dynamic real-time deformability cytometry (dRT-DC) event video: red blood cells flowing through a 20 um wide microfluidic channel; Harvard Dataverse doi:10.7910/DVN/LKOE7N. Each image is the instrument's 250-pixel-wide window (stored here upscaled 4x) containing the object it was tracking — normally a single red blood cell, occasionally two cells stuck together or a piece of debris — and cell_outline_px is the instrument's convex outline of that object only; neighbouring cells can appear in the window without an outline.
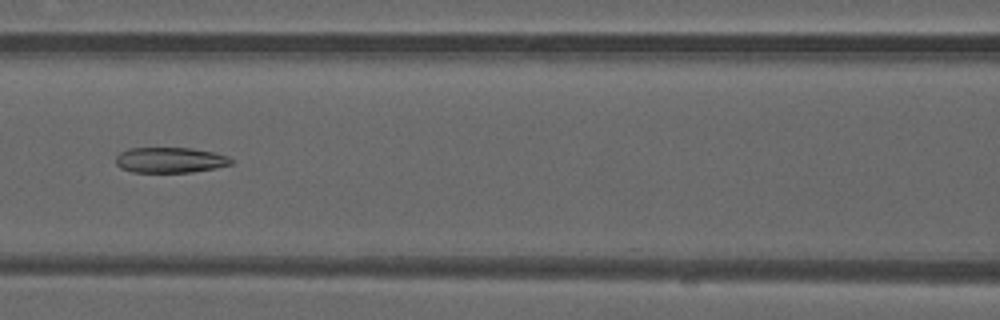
{"species": "common noctule bat (a hibernating species)", "species_latin": "Nyctalus noctula", "temperature_condition": "warm", "stored_images_in_passage": 50, "camera_frame_rate_fps": 3000, "um_per_image_px": 0.085, "animal": {"sex": "male", "forearm_length_mm": 52.5}, "frame": {"image": 1, "passage_image": 22, "time_ms": 7.0, "image_size_px": [1000, 320], "cell_outline_px": [[232, 164], [192, 172], [132, 172], [120, 168], [116, 164], [116, 156], [120, 152], [128, 148], [192, 148], [212, 152], [228, 156], [232, 160]], "centroid_in_image_um": [14.41, 13.6], "position_along_channel_um": 152.2, "area_um2": 17.05}}
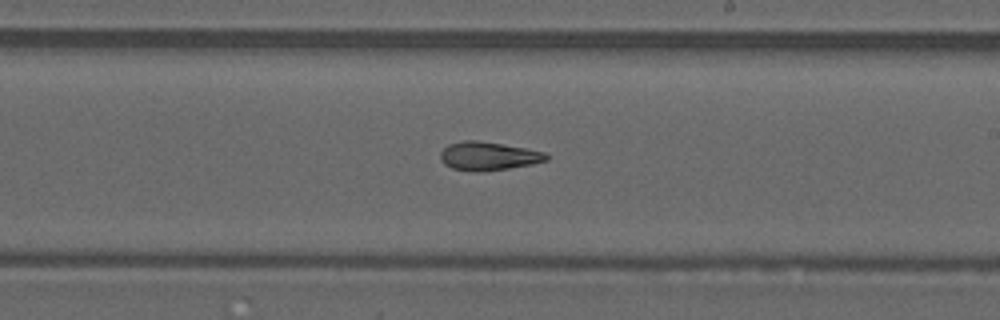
{"frame": {"image": 2, "passage_image": 29, "time_ms": 9.333, "image_size_px": [1000, 320], "cell_outline_px": [[548, 160], [532, 164], [508, 168], [480, 172], [476, 172], [452, 168], [444, 164], [440, 160], [440, 152], [448, 144], [464, 140], [476, 140], [524, 148], [544, 152], [548, 156]], "centroid_in_image_um": [41.47, 13.27], "position_along_channel_um": 247.5, "area_um2": 17.46}}
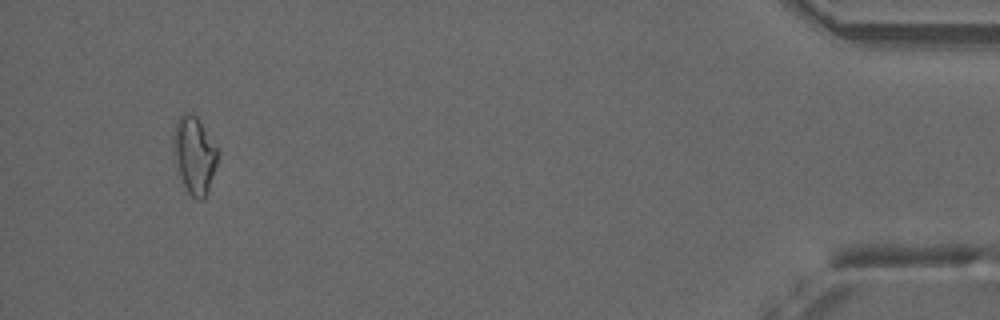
{"frame": {"image": 3, "passage_image": 47, "time_ms": 15.333, "image_size_px": [1000, 320], "cell_outline_px": [[220, 152], [208, 192], [204, 200], [196, 200], [188, 192], [176, 172], [172, 152], [172, 136], [176, 124], [180, 116], [184, 112], [188, 112], [196, 116]], "centroid_in_image_um": [16.49, 13.22], "position_along_channel_um": 418.7, "area_um2": 20.35}, "authors_computed_cell_mechanics": {"area_um2": 18.1492, "velocity_mm_per_s": 4.1034, "shape_relaxation_time_tau1_ms": null, "shape_relaxation_time_tau2_ms": 4.3562, "deformation_change_tau1": null, "deformation_change_tau2": 0.1325}}